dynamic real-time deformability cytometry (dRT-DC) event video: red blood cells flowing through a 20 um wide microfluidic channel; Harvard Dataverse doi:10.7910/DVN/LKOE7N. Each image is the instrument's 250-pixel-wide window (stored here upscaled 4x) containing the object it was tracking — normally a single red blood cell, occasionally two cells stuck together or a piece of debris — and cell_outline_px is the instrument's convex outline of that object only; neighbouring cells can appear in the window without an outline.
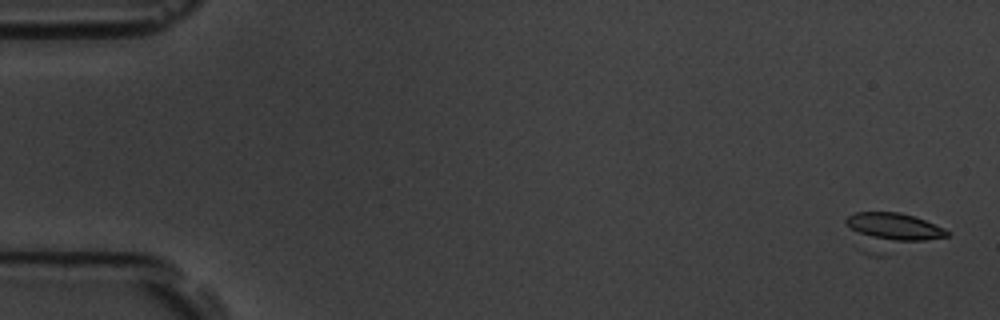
{"species": "common noctule bat (a hibernating species)", "species_latin": "Nyctalus noctula", "temperature_condition": "room temperature", "stored_images_in_passage": 8, "camera_frame_rate_fps": 3000, "um_per_image_px": 0.085, "animal": {"sex": "male", "body_mass_g": 19.5, "forearm_length_mm": 54.6}, "frame": {"image": 1, "passage_image": 1, "time_ms": 0.0, "image_size_px": [1000, 320], "cell_outline_px": [[952, 232], [948, 236], [884, 256], [868, 256], [860, 252], [856, 248], [844, 220], [848, 216], [856, 212], [900, 212], [924, 220], [944, 228]], "centroid_in_image_um": [75.69, 19.74], "position_along_channel_um": 9.3, "area_um2": 23.12}}
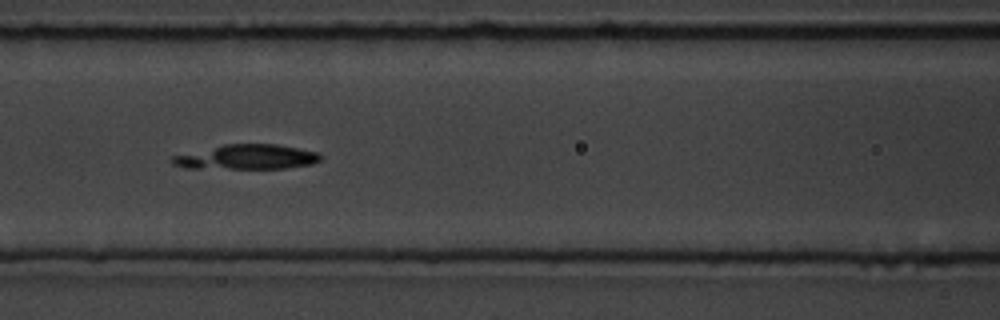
{"frame": {"image": 2, "passage_image": 7, "time_ms": 7.667, "image_size_px": [1000, 320], "cell_outline_px": [[324, 156], [320, 160], [312, 164], [284, 168], [184, 168], [172, 164], [168, 160], [172, 156], [224, 144], [276, 144], [320, 152]], "centroid_in_image_um": [20.98, 13.34], "position_along_channel_um": 145.6, "area_um2": 21.44}}
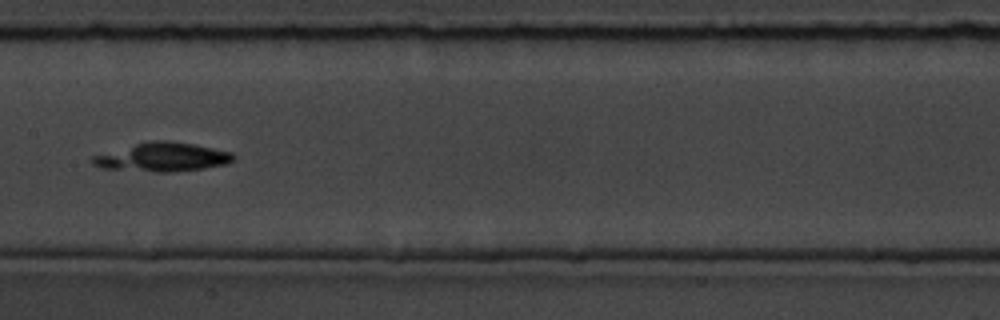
{"frame": {"image": 3, "passage_image": 8, "time_ms": 9.0, "image_size_px": [1000, 320], "cell_outline_px": [[236, 156], [232, 160], [224, 164], [204, 168], [168, 172], [156, 172], [104, 168], [92, 164], [92, 156], [148, 140], [172, 140], [232, 152]], "centroid_in_image_um": [13.8, 13.34], "position_along_channel_um": 193.6, "area_um2": 23.41}}